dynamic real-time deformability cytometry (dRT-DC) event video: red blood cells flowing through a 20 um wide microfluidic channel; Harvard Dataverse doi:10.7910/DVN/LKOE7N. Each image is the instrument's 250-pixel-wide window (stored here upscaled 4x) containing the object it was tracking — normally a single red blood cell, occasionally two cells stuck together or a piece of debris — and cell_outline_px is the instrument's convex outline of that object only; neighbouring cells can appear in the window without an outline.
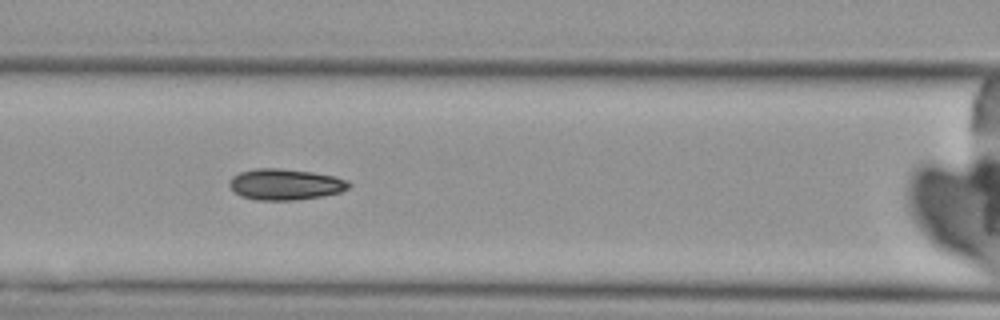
{"species": "Egyptian fruit bat (a non-hibernating species)", "species_latin": "Rousettus aegyptiacus", "temperature_condition": "cold", "stored_images_in_passage": 10, "camera_frame_rate_fps": 3000, "um_per_image_px": 0.085, "animal": {"sex": "female"}, "frame": {"image": 1, "passage_image": 7, "time_ms": 7.667, "image_size_px": [1000, 320], "cell_outline_px": [[352, 184], [348, 188], [340, 192], [320, 196], [296, 200], [256, 200], [240, 196], [228, 184], [232, 176], [240, 172], [256, 168], [276, 168], [312, 172], [336, 176], [348, 180]], "centroid_in_image_um": [24.25, 15.67], "position_along_channel_um": 142.3, "area_um2": 21.62}}
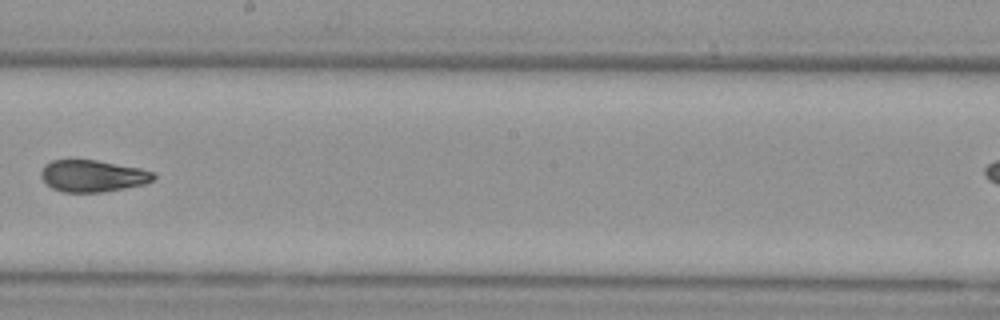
{"frame": {"image": 2, "passage_image": 9, "time_ms": 10.333, "image_size_px": [1000, 320], "cell_outline_px": [[156, 180], [144, 184], [124, 188], [100, 192], [64, 192], [52, 188], [40, 176], [40, 172], [44, 164], [52, 160], [96, 160], [140, 168], [152, 172], [156, 176]], "centroid_in_image_um": [7.88, 14.95], "position_along_channel_um": 240.3, "area_um2": 20.81}}
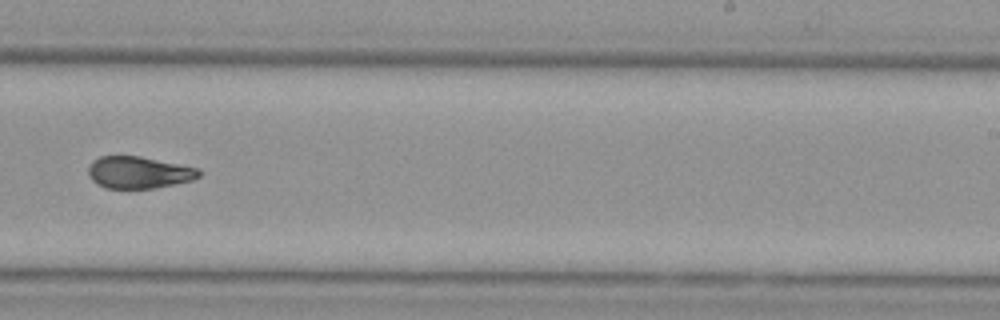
{"frame": {"image": 3, "passage_image": 10, "time_ms": 11.333, "image_size_px": [1000, 320], "cell_outline_px": [[200, 176], [192, 180], [156, 188], [104, 188], [96, 184], [88, 176], [88, 164], [92, 160], [100, 156], [140, 156], [200, 168]], "centroid_in_image_um": [11.76, 14.65], "position_along_channel_um": 277.2, "area_um2": 20.81}}